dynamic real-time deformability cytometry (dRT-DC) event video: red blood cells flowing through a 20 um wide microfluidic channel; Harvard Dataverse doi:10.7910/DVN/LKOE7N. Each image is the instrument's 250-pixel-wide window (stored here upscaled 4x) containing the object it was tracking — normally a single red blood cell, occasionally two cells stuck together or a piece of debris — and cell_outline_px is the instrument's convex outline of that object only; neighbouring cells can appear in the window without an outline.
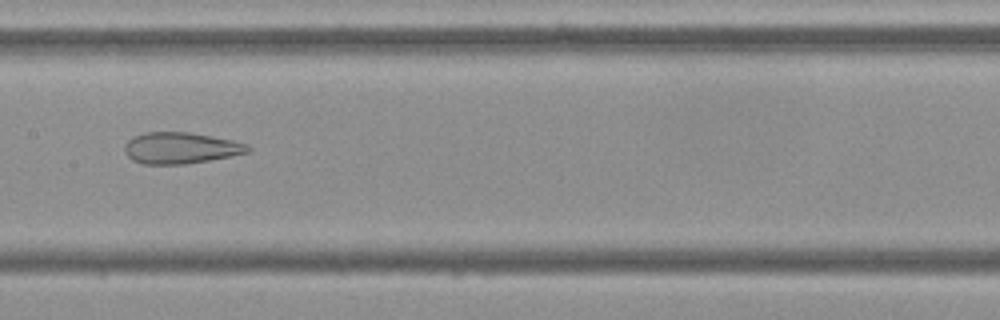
{"species": "Egyptian fruit bat (a non-hibernating species)", "species_latin": "Rousettus aegyptiacus", "temperature_condition": "cold", "stored_images_in_passage": 54, "camera_frame_rate_fps": 3000, "um_per_image_px": 0.085, "frame": {"image": 1, "passage_image": 27, "time_ms": 8.667, "image_size_px": [1000, 320], "cell_outline_px": [[252, 148], [248, 152], [232, 156], [188, 164], [144, 164], [132, 160], [124, 152], [124, 144], [132, 136], [144, 132], [188, 132], [212, 136], [232, 140], [248, 144]], "centroid_in_image_um": [15.34, 12.58], "position_along_channel_um": 192.1, "area_um2": 22.72}}
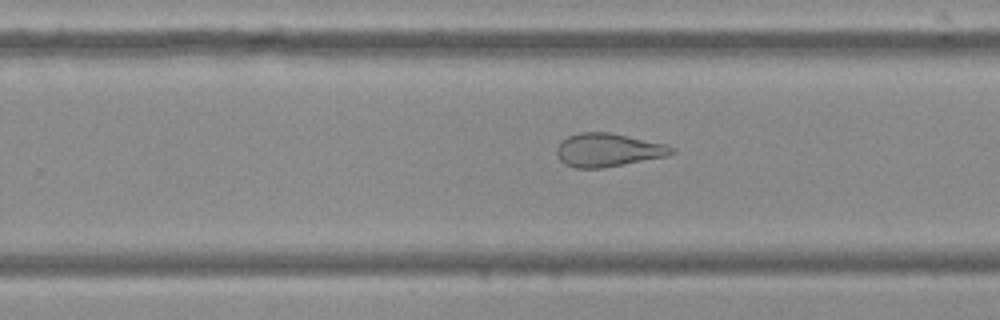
{"frame": {"image": 2, "passage_image": 34, "time_ms": 11.0, "image_size_px": [1000, 320], "cell_outline_px": [[676, 152], [668, 156], [604, 168], [576, 168], [564, 164], [560, 160], [556, 152], [556, 148], [560, 140], [568, 136], [580, 132], [608, 132], [664, 144], [676, 148]], "centroid_in_image_um": [51.66, 12.76], "position_along_channel_um": 278.1, "area_um2": 22.43}}
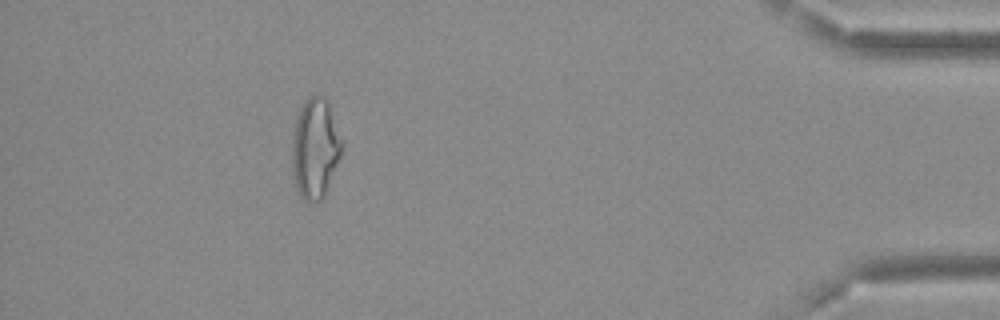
{"frame": {"image": 3, "passage_image": 49, "time_ms": 16.0, "image_size_px": [1000, 320], "cell_outline_px": [[344, 144], [340, 156], [324, 196], [316, 204], [308, 204], [300, 196], [296, 188], [292, 172], [292, 140], [296, 120], [300, 108], [316, 92], [324, 96], [328, 100], [344, 140]], "centroid_in_image_um": [26.81, 12.62], "position_along_channel_um": 408.4, "area_um2": 29.59}, "authors_computed_cell_mechanics": {"area_um2": 28.322, "velocity_mm_per_s": 3.7071, "shape_relaxation_time_tau1_ms": null, "shape_relaxation_time_tau2_ms": 2.2065, "deformation_change_tau1": null, "deformation_change_tau2": 0.1133}}